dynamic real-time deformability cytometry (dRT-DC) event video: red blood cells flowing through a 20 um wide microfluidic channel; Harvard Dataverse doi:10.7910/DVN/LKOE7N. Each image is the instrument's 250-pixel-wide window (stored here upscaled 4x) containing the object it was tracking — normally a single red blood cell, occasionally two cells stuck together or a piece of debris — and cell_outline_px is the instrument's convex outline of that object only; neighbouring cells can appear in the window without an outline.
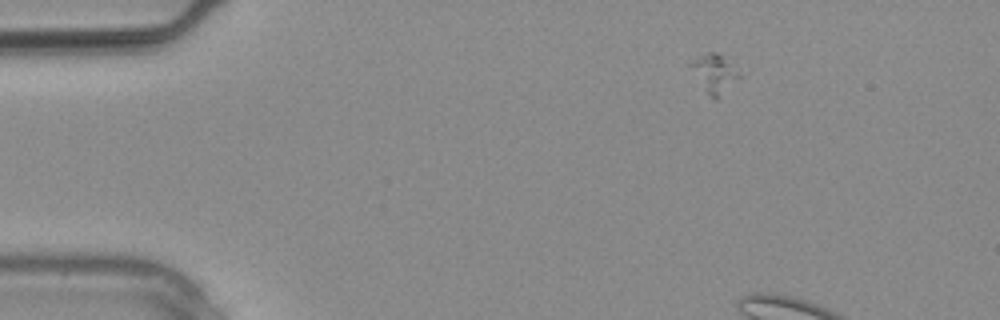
{"species": "common noctule bat (a hibernating species)", "species_latin": "Nyctalus noctula", "temperature_condition": "warm", "stored_images_in_passage": 3, "camera_frame_rate_fps": 3000, "um_per_image_px": 0.085, "animal": {"sex": "male", "body_mass_g": 20.4}, "frame": {"image": 1, "passage_image": 1, "time_ms": 0.0, "image_size_px": [1000, 320], "cell_outline_px": [[748, 72], [744, 76], [716, 100], [708, 92], [688, 64], [692, 60], [708, 52], [716, 52]], "centroid_in_image_um": [60.9, 6.21], "position_along_channel_um": 24.1, "area_um2": 11.16}}